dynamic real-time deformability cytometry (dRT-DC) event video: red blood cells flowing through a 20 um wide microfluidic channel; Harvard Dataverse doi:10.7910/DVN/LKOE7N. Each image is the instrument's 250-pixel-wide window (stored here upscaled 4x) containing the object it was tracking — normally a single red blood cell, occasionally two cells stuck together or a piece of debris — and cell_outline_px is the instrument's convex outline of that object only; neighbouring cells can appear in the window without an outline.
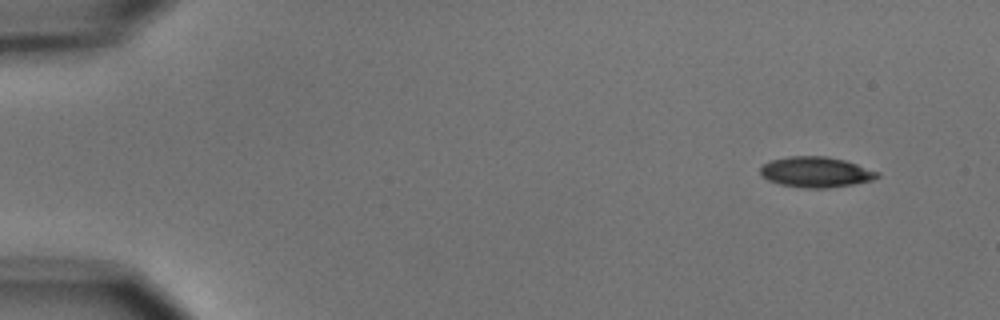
{"species": "common noctule bat (a hibernating species)", "species_latin": "Nyctalus noctula", "temperature_condition": "cold", "stored_images_in_passage": 3, "camera_frame_rate_fps": 3000, "um_per_image_px": 0.085, "animal": {"sex": "male", "body_mass_g": 15.6}, "frame": {"image": 1, "passage_image": 1, "time_ms": 0.0, "image_size_px": [1000, 320], "cell_outline_px": [[880, 176], [872, 180], [852, 184], [828, 188], [804, 188], [780, 184], [768, 180], [760, 172], [760, 164], [772, 160], [788, 156], [828, 156], [844, 160], [880, 172]], "centroid_in_image_um": [69.34, 14.62], "position_along_channel_um": 15.7, "area_um2": 20.81}}